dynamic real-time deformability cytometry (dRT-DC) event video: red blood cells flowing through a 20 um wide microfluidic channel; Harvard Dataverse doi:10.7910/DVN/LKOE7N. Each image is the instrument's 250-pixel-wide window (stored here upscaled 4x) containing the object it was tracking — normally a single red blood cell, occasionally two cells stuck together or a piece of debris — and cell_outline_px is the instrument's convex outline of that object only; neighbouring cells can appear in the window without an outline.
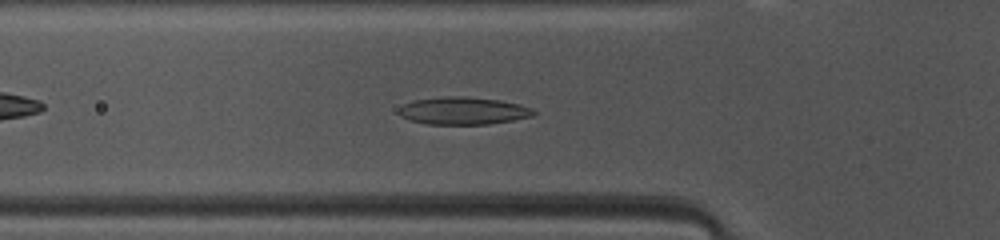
{"species": "common noctule bat (a hibernating species)", "species_latin": "Nyctalus noctula", "temperature_condition": "warm", "stored_images_in_passage": 39, "camera_frame_rate_fps": 3000, "um_per_image_px": 0.085, "animal": {"sex": "female", "body_mass_g": 10.0, "forearm_length_mm": 53.1}, "frame": {"image": 1, "passage_image": 7, "time_ms": 2.0, "image_size_px": [1000, 240], "cell_outline_px": [[536, 112], [532, 116], [512, 120], [488, 124], [428, 124], [412, 120], [400, 116], [396, 112], [404, 104], [416, 100], [448, 96], [464, 96], [500, 100], [520, 104], [532, 108]], "centroid_in_image_um": [39.39, 9.41], "position_along_channel_um": 86.4, "area_um2": 21.44}}
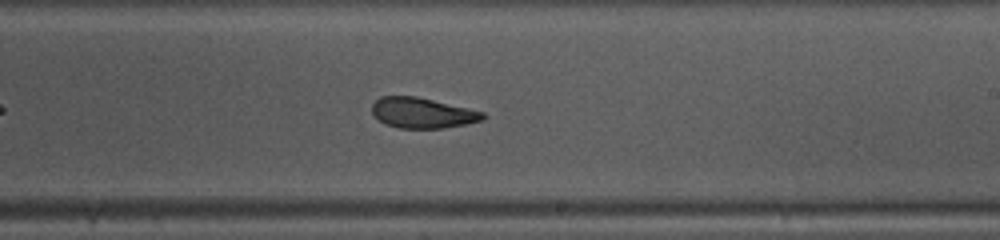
{"frame": {"image": 2, "passage_image": 19, "time_ms": 6.0, "image_size_px": [1000, 240], "cell_outline_px": [[488, 116], [484, 120], [444, 128], [400, 128], [384, 124], [372, 112], [372, 104], [380, 96], [416, 96], [468, 108], [484, 112]], "centroid_in_image_um": [35.92, 9.59], "position_along_channel_um": 253.1, "area_um2": 19.65}}
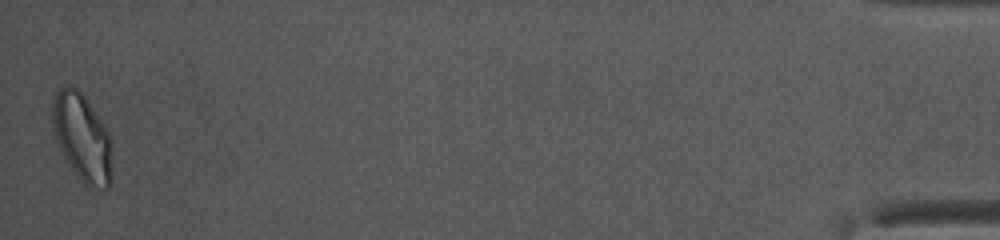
{"frame": {"image": 3, "passage_image": 39, "time_ms": 12.667, "image_size_px": [1000, 240], "cell_outline_px": [[112, 180], [108, 188], [88, 188], [80, 180], [68, 164], [64, 156], [56, 136], [52, 124], [52, 104], [56, 92], [60, 88], [68, 84], [76, 88], [84, 96], [104, 124], [112, 136]], "centroid_in_image_um": [7.03, 11.72], "position_along_channel_um": 428.2, "area_um2": 30.75}, "authors_computed_cell_mechanics": {"area_um2": 21.2704, "velocity_mm_per_s": 4.1474, "shape_relaxation_time_tau1_ms": 3.9337, "shape_relaxation_time_tau2_ms": 1.8423, "deformation_change_tau1": 0.126, "deformation_change_tau2": 0.0873}}